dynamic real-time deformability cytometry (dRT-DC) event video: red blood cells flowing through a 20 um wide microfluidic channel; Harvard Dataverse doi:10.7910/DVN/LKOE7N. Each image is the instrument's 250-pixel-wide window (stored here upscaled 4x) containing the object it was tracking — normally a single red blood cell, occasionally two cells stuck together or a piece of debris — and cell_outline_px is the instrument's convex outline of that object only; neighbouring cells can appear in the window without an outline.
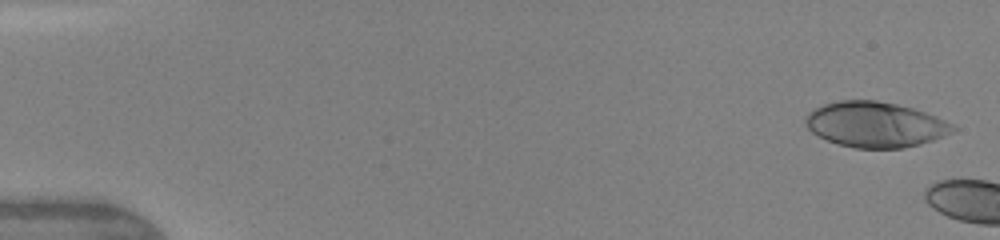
{"species": "human", "species_latin": "Homo sapiens", "temperature_condition": "warm", "stored_images_in_passage": 3, "camera_frame_rate_fps": 3000, "um_per_image_px": 0.085, "donor": {"sex": "female"}, "frame": {"image": 1, "passage_image": 1, "time_ms": 0.0, "image_size_px": [1000, 240], "cell_outline_px": [[956, 128], [952, 132], [932, 140], [920, 144], [904, 148], [856, 148], [840, 144], [828, 140], [812, 132], [808, 128], [808, 112], [824, 104], [840, 100], [876, 100], [896, 104], [912, 108], [936, 116], [952, 124]], "centroid_in_image_um": [74.42, 10.58], "position_along_channel_um": 10.6, "area_um2": 38.38}}